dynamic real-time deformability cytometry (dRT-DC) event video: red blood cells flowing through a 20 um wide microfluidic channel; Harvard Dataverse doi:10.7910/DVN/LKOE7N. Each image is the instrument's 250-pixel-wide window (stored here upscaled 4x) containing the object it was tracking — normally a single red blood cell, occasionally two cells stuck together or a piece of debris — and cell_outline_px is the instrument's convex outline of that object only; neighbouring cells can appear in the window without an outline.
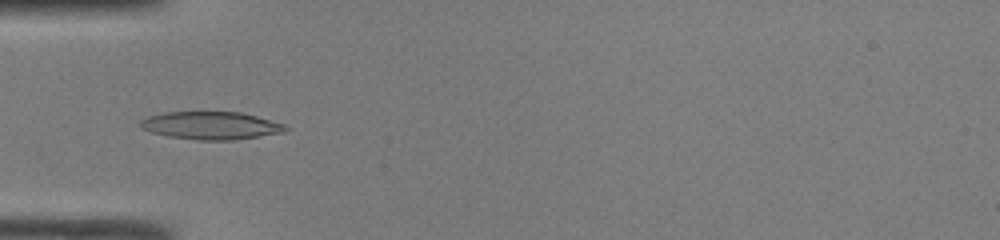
{"species": "common noctule bat (a hibernating species)", "species_latin": "Nyctalus noctula", "temperature_condition": "room temperature", "stored_images_in_passage": 48, "camera_frame_rate_fps": 3000, "um_per_image_px": 0.085, "animal": {"sex": "male", "body_mass_g": 19.0, "forearm_length_mm": 50.8}, "frame": {"image": 1, "passage_image": 16, "time_ms": 5.0, "image_size_px": [1000, 240], "cell_outline_px": [[288, 128], [284, 132], [260, 136], [232, 140], [196, 140], [168, 136], [152, 132], [140, 128], [140, 120], [148, 116], [164, 112], [240, 112], [256, 116], [284, 124]], "centroid_in_image_um": [17.9, 10.67], "position_along_channel_um": 67.1, "area_um2": 23.41}}
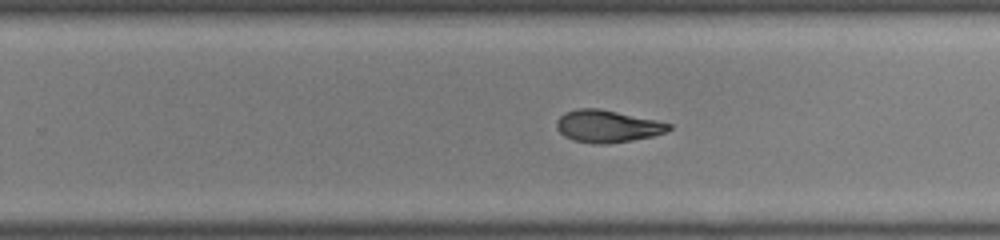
{"frame": {"image": 2, "passage_image": 31, "time_ms": 10.0, "image_size_px": [1000, 240], "cell_outline_px": [[672, 128], [664, 132], [652, 136], [632, 140], [604, 144], [592, 144], [572, 140], [564, 136], [556, 128], [556, 120], [564, 112], [576, 108], [596, 108], [656, 120], [672, 124]], "centroid_in_image_um": [51.57, 10.73], "position_along_channel_um": 278.2, "area_um2": 21.04}}
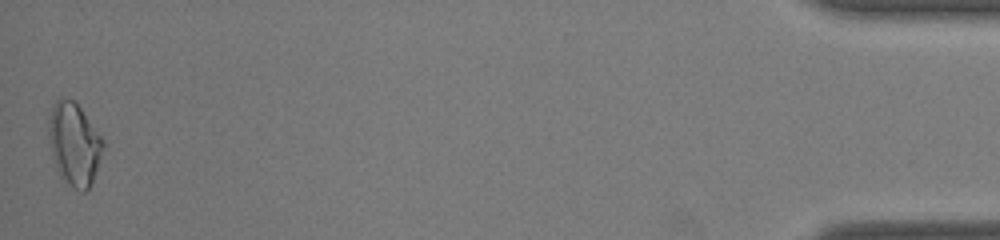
{"frame": {"image": 3, "passage_image": 48, "time_ms": 15.667, "image_size_px": [1000, 240], "cell_outline_px": [[104, 148], [92, 180], [88, 188], [84, 192], [80, 192], [60, 176], [56, 168], [52, 156], [48, 136], [48, 124], [52, 108], [56, 100], [60, 96], [72, 100], [80, 108], [104, 140]], "centroid_in_image_um": [6.29, 12.23], "position_along_channel_um": 428.9, "area_um2": 25.84}, "authors_computed_cell_mechanics": {"area_um2": 21.9929, "velocity_mm_per_s": 4.2496, "shape_relaxation_time_tau1_ms": null, "shape_relaxation_time_tau2_ms": 2.9574, "deformation_change_tau1": null, "deformation_change_tau2": 0.0862}}